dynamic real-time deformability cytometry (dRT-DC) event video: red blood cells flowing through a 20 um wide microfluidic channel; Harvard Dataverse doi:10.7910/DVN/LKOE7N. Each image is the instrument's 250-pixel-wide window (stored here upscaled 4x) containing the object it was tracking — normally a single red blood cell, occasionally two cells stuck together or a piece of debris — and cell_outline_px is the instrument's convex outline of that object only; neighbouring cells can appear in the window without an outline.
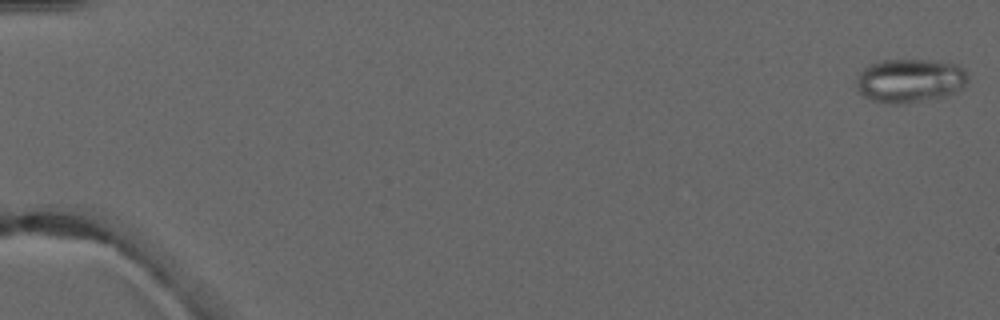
{"species": "common noctule bat (a hibernating species)", "species_latin": "Nyctalus noctula", "temperature_condition": "warm", "stored_images_in_passage": 4, "camera_frame_rate_fps": 3000, "um_per_image_px": 0.085, "animal": {"sex": "male", "forearm_length_mm": 52.5}, "frame": {"image": 1, "passage_image": 1, "time_ms": 0.0, "image_size_px": [1000, 320], "cell_outline_px": [[968, 80], [964, 88], [948, 96], [900, 104], [888, 104], [872, 100], [864, 96], [856, 88], [856, 80], [860, 72], [864, 68], [880, 60], [928, 60], [956, 64], [964, 68]], "centroid_in_image_um": [77.36, 6.86], "position_along_channel_um": 7.6, "area_um2": 28.61}}